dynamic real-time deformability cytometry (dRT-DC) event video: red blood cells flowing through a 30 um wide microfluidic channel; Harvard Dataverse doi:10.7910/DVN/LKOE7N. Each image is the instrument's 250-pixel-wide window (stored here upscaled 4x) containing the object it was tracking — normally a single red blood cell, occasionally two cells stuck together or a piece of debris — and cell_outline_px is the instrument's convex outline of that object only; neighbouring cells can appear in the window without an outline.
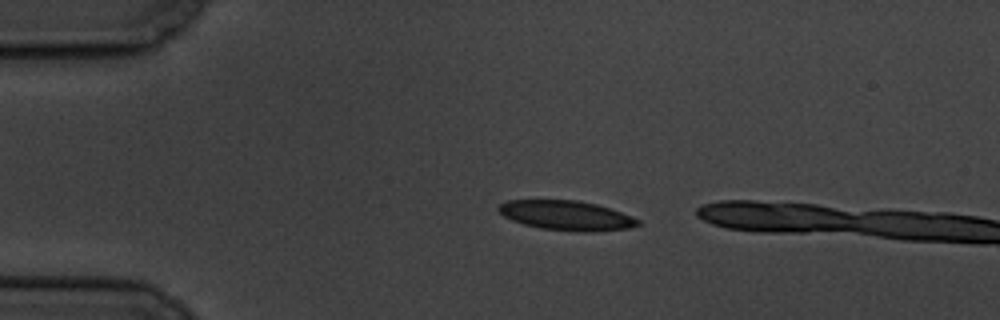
{"species": "common noctule bat (a hibernating species)", "species_latin": "Nyctalus noctula", "temperature_condition": "cold", "stored_images_in_passage": 4, "camera_frame_rate_fps": 3000, "um_per_image_px": 0.085, "animal": {"sex": "male", "body_mass_g": 19.5, "forearm_length_mm": 54.6}, "frame": {"image": 1, "passage_image": 3, "time_ms": 2.333, "image_size_px": [1000, 320], "cell_outline_px": [[640, 224], [628, 228], [596, 232], [576, 232], [540, 228], [524, 224], [512, 220], [504, 216], [496, 208], [500, 204], [508, 200], [576, 200], [596, 204], [632, 216], [640, 220]], "centroid_in_image_um": [48.14, 18.32], "position_along_channel_um": 36.9, "area_um2": 24.04}}